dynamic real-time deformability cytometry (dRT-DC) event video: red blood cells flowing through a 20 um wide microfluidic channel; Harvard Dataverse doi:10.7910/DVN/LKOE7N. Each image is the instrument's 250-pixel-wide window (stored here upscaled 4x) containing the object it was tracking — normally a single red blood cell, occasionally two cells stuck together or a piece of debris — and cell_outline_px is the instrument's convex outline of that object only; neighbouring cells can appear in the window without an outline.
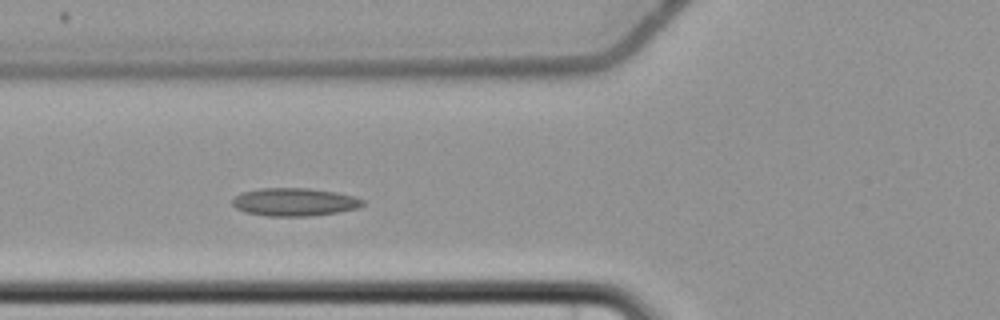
{"species": "common noctule bat (a hibernating species)", "species_latin": "Nyctalus noctula", "temperature_condition": "cold", "stored_images_in_passage": 4, "camera_frame_rate_fps": 3000, "um_per_image_px": 0.085, "animal": {"sex": "female", "body_mass_g": 22.7, "forearm_length_mm": 54.2}, "frame": {"image": 1, "passage_image": 4, "time_ms": 3.667, "image_size_px": [1000, 320], "cell_outline_px": [[364, 204], [356, 208], [340, 212], [308, 216], [268, 216], [244, 212], [236, 208], [232, 204], [232, 200], [236, 196], [244, 192], [260, 188], [308, 188], [336, 192], [352, 196], [364, 200]], "centroid_in_image_um": [25.02, 17.17], "position_along_channel_um": 100.8, "area_um2": 21.15}}